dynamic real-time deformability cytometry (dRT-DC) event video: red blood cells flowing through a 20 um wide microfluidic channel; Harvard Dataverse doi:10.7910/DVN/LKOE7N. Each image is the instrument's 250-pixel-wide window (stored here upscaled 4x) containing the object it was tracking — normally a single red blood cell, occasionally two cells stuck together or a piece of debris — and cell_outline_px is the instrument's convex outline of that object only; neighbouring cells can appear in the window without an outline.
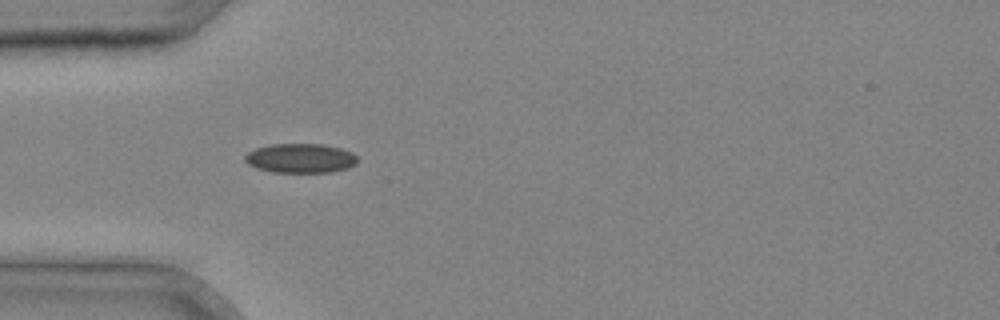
{"species": "common noctule bat (a hibernating species)", "species_latin": "Nyctalus noctula", "temperature_condition": "cold", "stored_images_in_passage": 14, "camera_frame_rate_fps": 3000, "um_per_image_px": 0.085, "animal": {"sex": "male", "body_mass_g": 20.4}, "frame": {"image": 1, "passage_image": 5, "time_ms": 1.333, "image_size_px": [1000, 320], "cell_outline_px": [[356, 164], [348, 168], [332, 172], [272, 172], [256, 168], [248, 164], [244, 160], [244, 156], [248, 152], [256, 148], [268, 144], [324, 144], [340, 148], [352, 152], [356, 156]], "centroid_in_image_um": [25.52, 13.45], "position_along_channel_um": 59.5, "area_um2": 19.36}}